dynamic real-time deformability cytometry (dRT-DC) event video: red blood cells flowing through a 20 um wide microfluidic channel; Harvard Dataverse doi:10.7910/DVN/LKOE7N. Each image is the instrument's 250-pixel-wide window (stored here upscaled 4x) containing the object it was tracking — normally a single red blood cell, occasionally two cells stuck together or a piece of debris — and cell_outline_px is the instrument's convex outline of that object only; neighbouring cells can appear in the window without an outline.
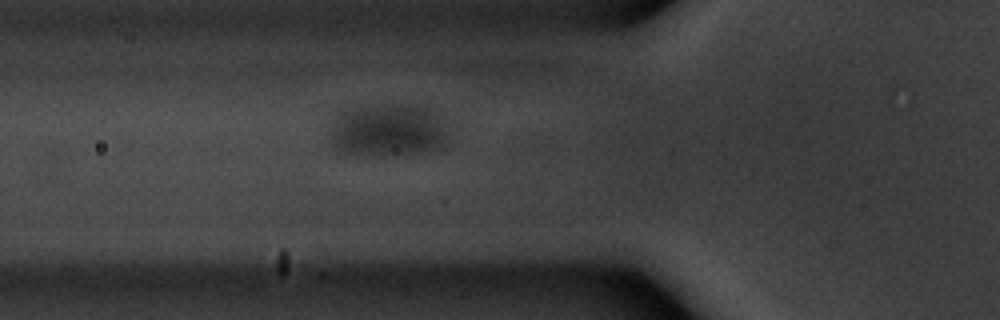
{"species": "common noctule bat (a hibernating species)", "species_latin": "Nyctalus noctula", "temperature_condition": "warm", "stored_images_in_passage": 9, "segment_of_instrument_passage": [1, 2], "camera_frame_rate_fps": 3000, "um_per_image_px": 0.085, "animal": {"sex": "male", "body_mass_g": 20.1, "forearm_length_mm": 53.5}, "frame": {"image": 1, "passage_image": 3, "time_ms": 0.667, "image_size_px": [1000, 320], "cell_outline_px": [[432, 144], [396, 148], [352, 148], [344, 144], [340, 140], [340, 116], [344, 108], [388, 96], [428, 100], [432, 112]], "centroid_in_image_um": [32.91, 10.51], "position_along_channel_um": 92.9, "area_um2": 30.52}}